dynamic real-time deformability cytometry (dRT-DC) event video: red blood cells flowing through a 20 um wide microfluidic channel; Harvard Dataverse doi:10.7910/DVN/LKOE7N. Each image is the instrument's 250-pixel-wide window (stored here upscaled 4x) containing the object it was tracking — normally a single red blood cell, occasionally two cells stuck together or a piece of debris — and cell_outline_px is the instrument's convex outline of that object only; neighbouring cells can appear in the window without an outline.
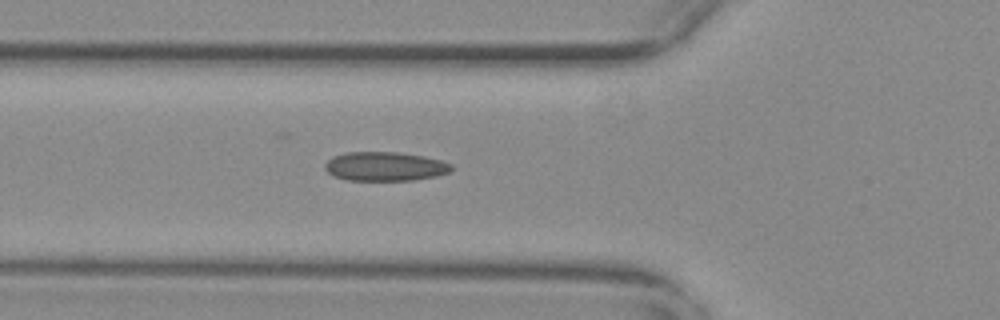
{"species": "common noctule bat (a hibernating species)", "species_latin": "Nyctalus noctula", "temperature_condition": "warm", "stored_images_in_passage": 45, "camera_frame_rate_fps": 3000, "um_per_image_px": 0.085, "animal": {"sex": "female", "body_mass_g": 29.2, "forearm_length_mm": 56.3}, "frame": {"image": 1, "passage_image": 9, "time_ms": 2.667, "image_size_px": [1000, 320], "cell_outline_px": [[452, 172], [436, 176], [412, 180], [348, 180], [332, 176], [324, 168], [324, 164], [332, 156], [348, 152], [400, 152], [424, 156], [440, 160], [452, 164]], "centroid_in_image_um": [32.72, 14.14], "position_along_channel_um": 93.1, "area_um2": 21.56}}
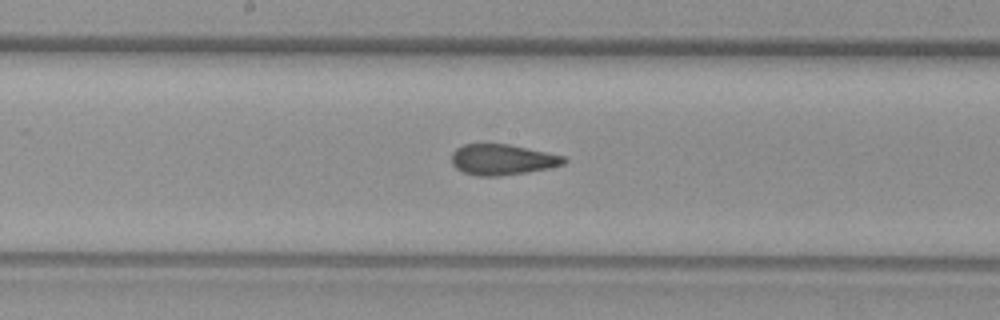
{"frame": {"image": 2, "passage_image": 18, "time_ms": 5.667, "image_size_px": [1000, 320], "cell_outline_px": [[568, 160], [564, 164], [548, 168], [528, 172], [500, 176], [476, 176], [464, 172], [456, 168], [452, 164], [452, 152], [456, 148], [464, 144], [508, 144], [564, 156]], "centroid_in_image_um": [42.68, 13.57], "position_along_channel_um": 205.5, "area_um2": 20.06}}
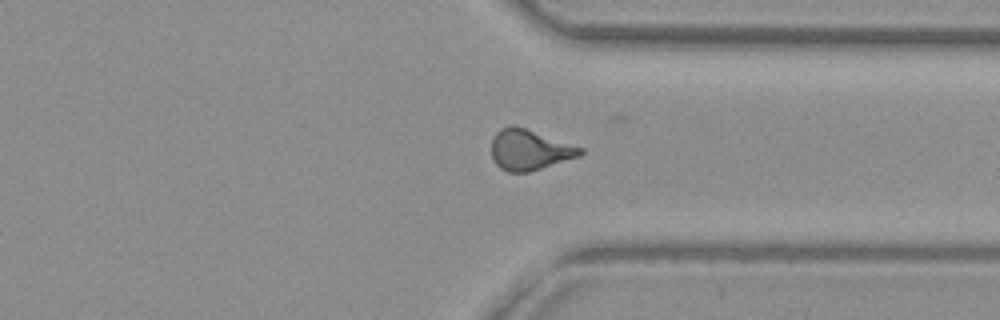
{"frame": {"image": 3, "passage_image": 31, "time_ms": 10.0, "image_size_px": [1000, 320], "cell_outline_px": [[584, 152], [580, 156], [528, 172], [508, 172], [500, 168], [496, 164], [492, 156], [492, 136], [500, 128], [512, 124], [584, 148]], "centroid_in_image_um": [44.99, 12.73], "position_along_channel_um": 366.4, "area_um2": 20.87}, "authors_computed_cell_mechanics": {"area_um2": 20.5768, "velocity_mm_per_s": 3.734, "shape_relaxation_time_tau1_ms": null, "shape_relaxation_time_tau2_ms": 1.2148, "deformation_change_tau1": null, "deformation_change_tau2": 0.0627}}